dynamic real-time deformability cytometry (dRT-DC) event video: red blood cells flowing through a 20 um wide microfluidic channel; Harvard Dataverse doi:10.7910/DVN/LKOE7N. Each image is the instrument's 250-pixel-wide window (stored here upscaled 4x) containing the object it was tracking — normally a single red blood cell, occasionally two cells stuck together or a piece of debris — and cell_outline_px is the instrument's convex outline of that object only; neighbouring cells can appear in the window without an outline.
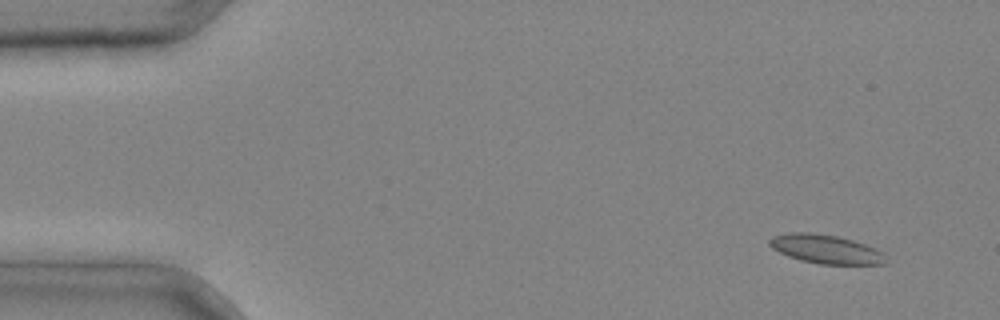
{"species": "common noctule bat (a hibernating species)", "species_latin": "Nyctalus noctula", "temperature_condition": "cold", "stored_images_in_passage": 5, "camera_frame_rate_fps": 3000, "um_per_image_px": 0.085, "animal": {"sex": "male", "body_mass_g": 20.4}, "frame": {"image": 1, "passage_image": 1, "time_ms": 0.0, "image_size_px": [1000, 320], "cell_outline_px": [[888, 264], [820, 264], [800, 260], [788, 256], [772, 248], [768, 244], [768, 240], [772, 236], [788, 232], [808, 232], [836, 236], [852, 240], [876, 248], [884, 252]], "centroid_in_image_um": [70.19, 21.18], "position_along_channel_um": 14.8, "area_um2": 19.65}}